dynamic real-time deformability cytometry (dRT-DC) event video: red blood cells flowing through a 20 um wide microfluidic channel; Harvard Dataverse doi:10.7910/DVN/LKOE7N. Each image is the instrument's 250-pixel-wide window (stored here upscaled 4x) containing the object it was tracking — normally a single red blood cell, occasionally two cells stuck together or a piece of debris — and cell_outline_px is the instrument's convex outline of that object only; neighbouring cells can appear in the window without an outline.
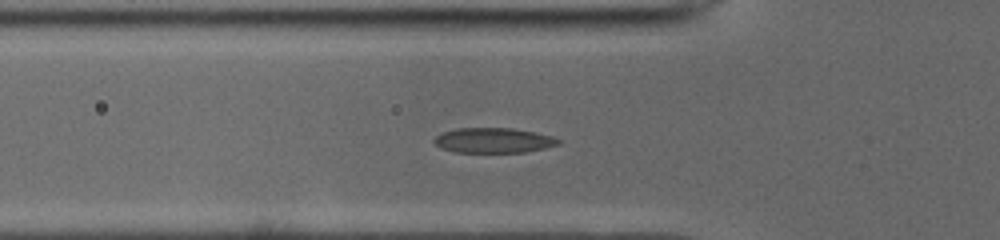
{"species": "common noctule bat (a hibernating species)", "species_latin": "Nyctalus noctula", "temperature_condition": "cold", "stored_images_in_passage": 44, "camera_frame_rate_fps": 3000, "um_per_image_px": 0.085, "animal": {"sex": "male", "body_mass_g": 19.0, "forearm_length_mm": 50.8}, "frame": {"image": 1, "passage_image": 15, "time_ms": 4.667, "image_size_px": [1000, 240], "cell_outline_px": [[560, 144], [544, 148], [524, 152], [452, 152], [440, 148], [432, 140], [440, 132], [456, 128], [512, 128], [552, 136], [560, 140]], "centroid_in_image_um": [41.88, 11.93], "position_along_channel_um": 83.9, "area_um2": 18.15}}
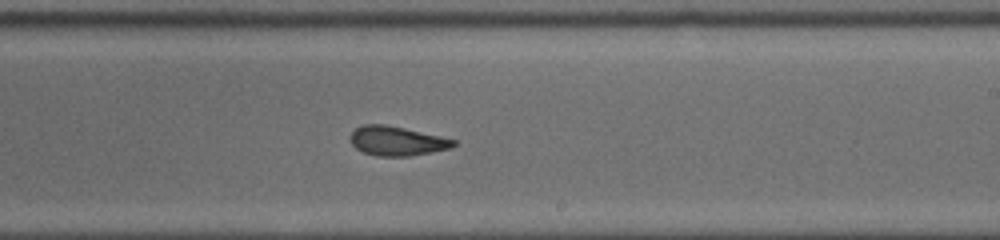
{"frame": {"image": 2, "passage_image": 28, "time_ms": 9.0, "image_size_px": [1000, 240], "cell_outline_px": [[456, 144], [452, 148], [408, 156], [376, 156], [364, 152], [356, 148], [352, 144], [348, 136], [356, 128], [364, 124], [384, 124], [404, 128], [440, 136], [456, 140]], "centroid_in_image_um": [33.71, 11.98], "position_along_channel_um": 255.3, "area_um2": 17.57}}
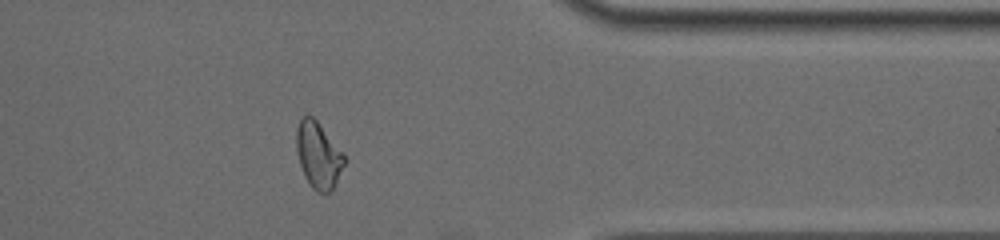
{"frame": {"image": 3, "passage_image": 39, "time_ms": 12.667, "image_size_px": [1000, 240], "cell_outline_px": [[344, 164], [332, 188], [328, 192], [316, 192], [308, 184], [304, 176], [300, 164], [296, 148], [296, 128], [300, 120], [304, 116], [312, 116], [316, 120], [344, 152]], "centroid_in_image_um": [27.04, 13.18], "position_along_channel_um": 384.4, "area_um2": 18.26}}